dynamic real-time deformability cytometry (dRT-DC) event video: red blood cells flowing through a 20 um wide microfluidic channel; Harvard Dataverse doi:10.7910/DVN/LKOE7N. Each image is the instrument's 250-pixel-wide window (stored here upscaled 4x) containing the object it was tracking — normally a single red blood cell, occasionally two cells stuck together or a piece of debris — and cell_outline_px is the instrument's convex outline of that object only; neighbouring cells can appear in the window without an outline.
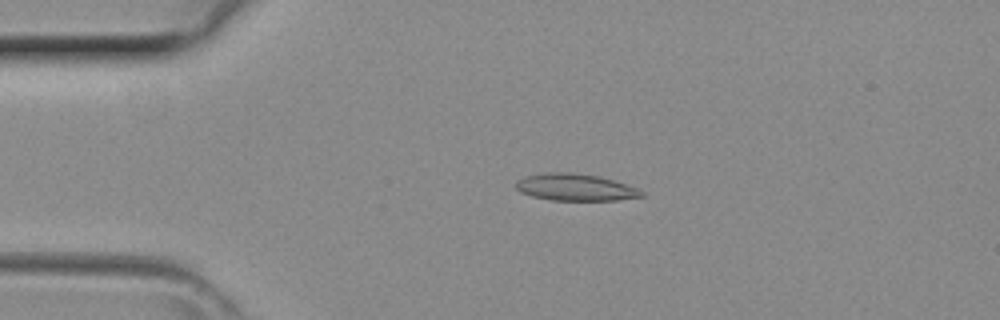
{"species": "common noctule bat (a hibernating species)", "species_latin": "Nyctalus noctula", "temperature_condition": "room temperature", "stored_images_in_passage": 42, "camera_frame_rate_fps": 3000, "um_per_image_px": 0.085, "animal": {"sex": "female", "body_mass_g": 29.2, "forearm_length_mm": 56.3}, "frame": {"image": 1, "passage_image": 9, "time_ms": 2.667, "image_size_px": [1000, 320], "cell_outline_px": [[644, 196], [616, 200], [552, 200], [532, 196], [520, 192], [516, 188], [516, 180], [528, 176], [548, 172], [568, 172], [596, 176], [612, 180], [636, 188], [644, 192]], "centroid_in_image_um": [48.87, 15.93], "position_along_channel_um": 36.1, "area_um2": 19.36}}
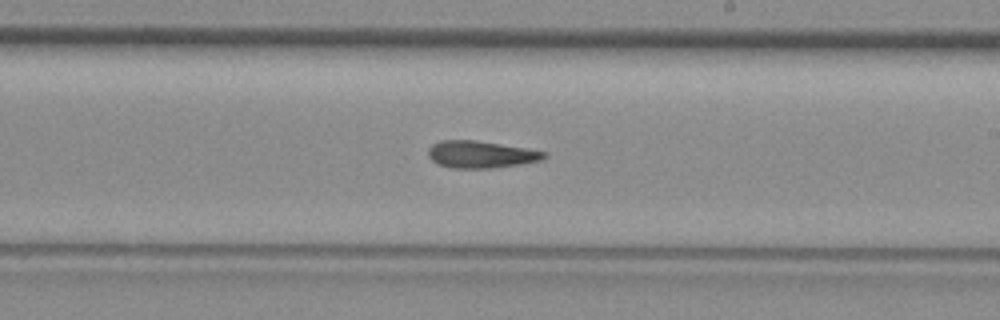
{"frame": {"image": 2, "passage_image": 24, "time_ms": 7.667, "image_size_px": [1000, 320], "cell_outline_px": [[548, 156], [540, 160], [520, 164], [492, 168], [448, 168], [436, 164], [428, 156], [428, 148], [432, 144], [440, 140], [476, 140], [548, 152]], "centroid_in_image_um": [40.83, 13.13], "position_along_channel_um": 248.2, "area_um2": 18.38}}
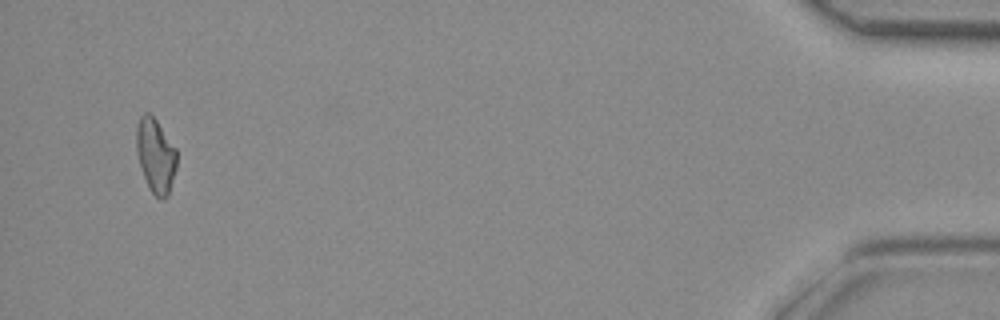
{"frame": {"image": 3, "passage_image": 40, "time_ms": 13.0, "image_size_px": [1000, 320], "cell_outline_px": [[176, 168], [168, 196], [164, 200], [160, 200], [152, 192], [144, 176], [136, 152], [136, 128], [140, 116], [144, 112], [148, 112], [156, 120], [176, 148]], "centroid_in_image_um": [13.22, 13.22], "position_along_channel_um": 422.0, "area_um2": 17.34}}